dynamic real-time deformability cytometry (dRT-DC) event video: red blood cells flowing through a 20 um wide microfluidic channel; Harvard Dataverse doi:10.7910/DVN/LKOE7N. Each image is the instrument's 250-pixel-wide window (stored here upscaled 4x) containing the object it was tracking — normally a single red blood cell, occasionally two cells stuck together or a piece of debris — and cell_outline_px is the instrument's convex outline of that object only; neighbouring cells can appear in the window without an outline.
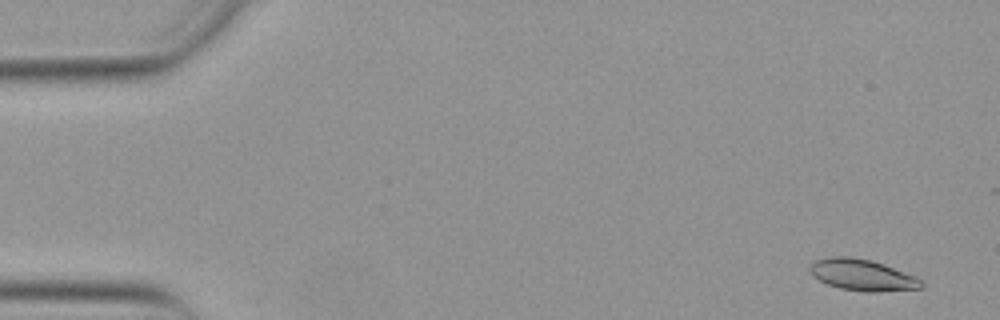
{"species": "Egyptian fruit bat (a non-hibernating species)", "species_latin": "Rousettus aegyptiacus", "temperature_condition": "warm", "stored_images_in_passage": 47, "camera_frame_rate_fps": 3000, "um_per_image_px": 0.085, "animal": {"sex": "female"}, "frame": {"image": 1, "passage_image": 3, "time_ms": 0.667, "image_size_px": [1000, 320], "cell_outline_px": [[924, 284], [920, 288], [880, 292], [864, 292], [840, 288], [828, 284], [812, 276], [808, 268], [816, 260], [828, 256], [852, 256], [872, 260], [916, 276]], "centroid_in_image_um": [73.28, 23.36], "position_along_channel_um": 11.7, "area_um2": 20.46}}
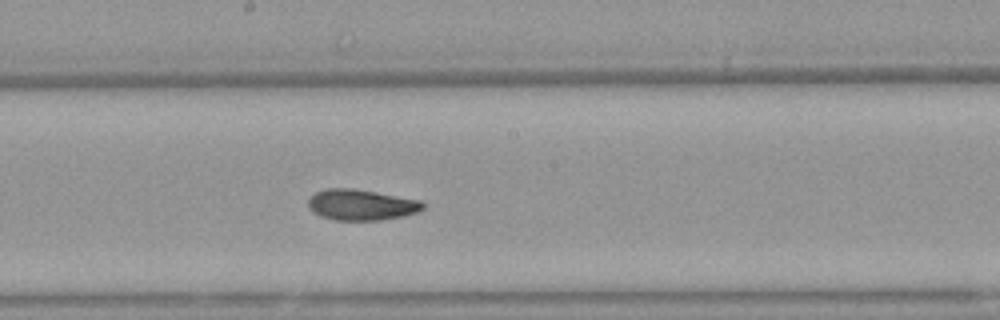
{"frame": {"image": 2, "passage_image": 29, "time_ms": 9.333, "image_size_px": [1000, 320], "cell_outline_px": [[424, 208], [416, 212], [404, 216], [380, 220], [336, 220], [320, 216], [312, 212], [308, 208], [308, 196], [316, 192], [328, 188], [352, 188], [376, 192], [420, 200], [424, 204]], "centroid_in_image_um": [30.66, 17.41], "position_along_channel_um": 217.5, "area_um2": 20.69}}
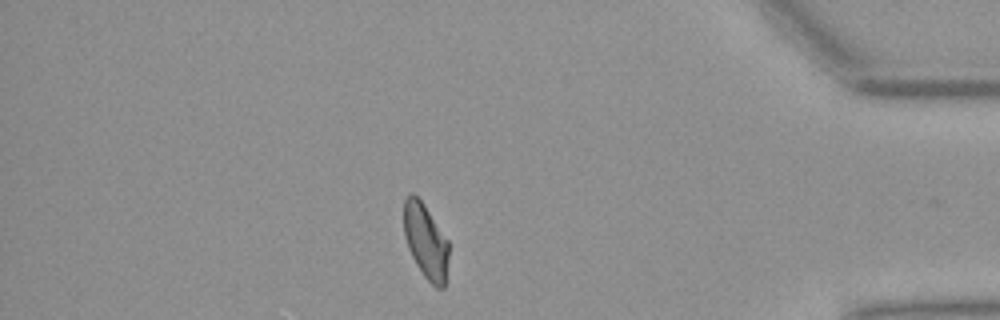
{"frame": {"image": 3, "passage_image": 46, "time_ms": 15.0, "image_size_px": [1000, 320], "cell_outline_px": [[448, 260], [444, 288], [436, 288], [424, 276], [416, 264], [408, 248], [404, 236], [404, 200], [408, 192], [412, 192], [424, 204], [448, 240]], "centroid_in_image_um": [36.17, 20.49], "position_along_channel_um": 399.0, "area_um2": 19.54}, "authors_computed_cell_mechanics": {"area_um2": 20.4034, "velocity_mm_per_s": 3.8761, "shape_relaxation_time_tau1_ms": 5.7684, "shape_relaxation_time_tau2_ms": 3.2682, "deformation_change_tau1": 0.162, "deformation_change_tau2": 0.089}}